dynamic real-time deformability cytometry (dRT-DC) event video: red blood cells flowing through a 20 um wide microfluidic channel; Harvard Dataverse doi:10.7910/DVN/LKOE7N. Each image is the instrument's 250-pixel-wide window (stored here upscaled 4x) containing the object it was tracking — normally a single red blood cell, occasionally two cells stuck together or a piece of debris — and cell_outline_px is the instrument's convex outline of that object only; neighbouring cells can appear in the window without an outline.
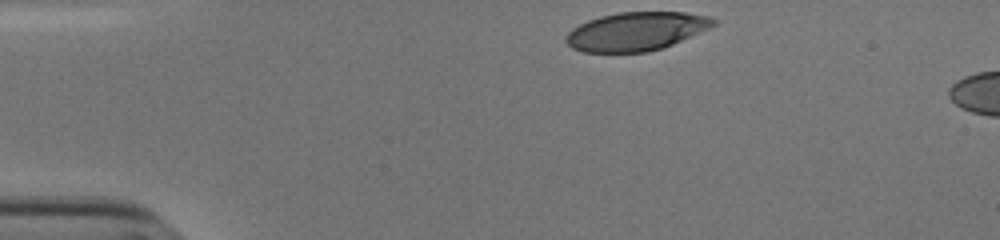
{"species": "human", "species_latin": "Homo sapiens", "temperature_condition": "cold", "stored_images_in_passage": 34, "camera_frame_rate_fps": 3000, "um_per_image_px": 0.085, "donor": {"sex": "male"}, "frame": {"image": 1, "passage_image": 1, "time_ms": 0.0, "image_size_px": [1000, 240], "cell_outline_px": [[716, 24], [700, 32], [664, 48], [648, 52], [584, 52], [572, 48], [564, 40], [564, 36], [572, 28], [588, 20], [600, 16], [616, 12], [684, 12], [708, 16], [716, 20]], "centroid_in_image_um": [54.04, 2.66], "position_along_channel_um": 31.0, "area_um2": 33.18}}
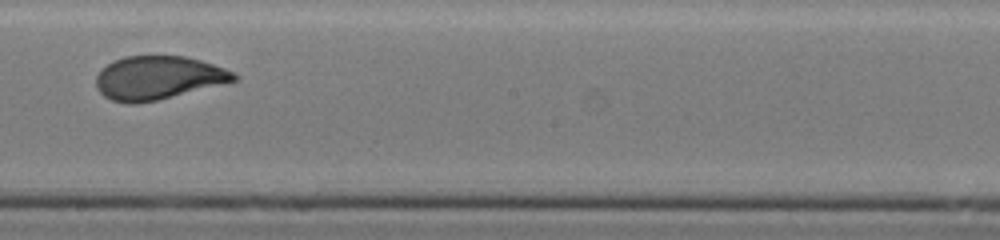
{"frame": {"image": 2, "passage_image": 22, "time_ms": 7.0, "image_size_px": [1000, 240], "cell_outline_px": [[240, 76], [236, 80], [156, 100], [136, 104], [128, 104], [112, 100], [104, 96], [96, 88], [96, 76], [108, 64], [124, 56], [184, 56], [200, 60], [236, 72]], "centroid_in_image_um": [13.43, 6.61], "position_along_channel_um": 234.8, "area_um2": 34.51}}
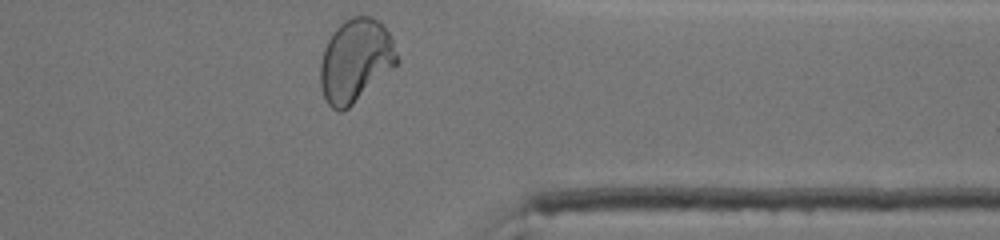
{"frame": {"image": 3, "passage_image": 34, "time_ms": 11.0, "image_size_px": [1000, 240], "cell_outline_px": [[400, 64], [348, 108], [340, 112], [336, 112], [328, 104], [324, 96], [320, 84], [320, 64], [324, 48], [332, 32], [344, 20], [352, 16], [368, 16], [380, 20], [392, 36], [400, 60]], "centroid_in_image_um": [30.26, 5.14], "position_along_channel_um": 381.1, "area_um2": 37.8}, "authors_computed_cell_mechanics": {"area_um2": 35.3447, "velocity_mm_per_s": 3.8181, "shape_relaxation_time_tau1_ms": 5.5162, "shape_relaxation_time_tau2_ms": null, "deformation_change_tau1": 0.2134, "deformation_change_tau2": null}}